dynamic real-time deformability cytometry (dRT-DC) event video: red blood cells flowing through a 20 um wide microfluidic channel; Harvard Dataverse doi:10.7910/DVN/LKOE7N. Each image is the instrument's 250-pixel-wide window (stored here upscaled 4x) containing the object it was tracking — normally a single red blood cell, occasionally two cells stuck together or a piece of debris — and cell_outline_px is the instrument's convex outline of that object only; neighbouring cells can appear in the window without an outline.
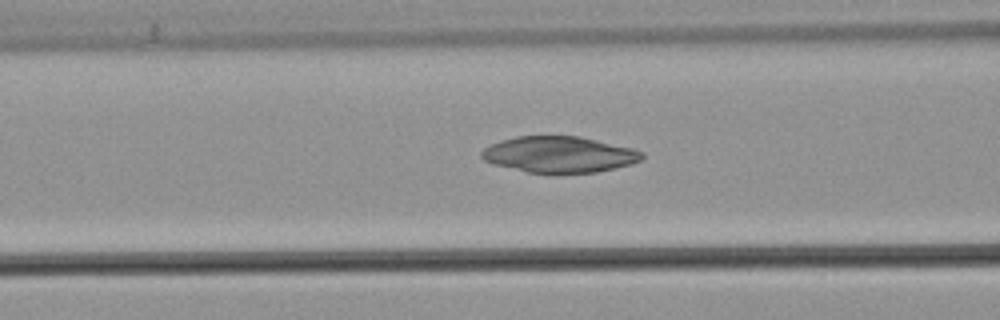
{"species": "common noctule bat (a hibernating species)", "species_latin": "Nyctalus noctula", "temperature_condition": "warm", "stored_images_in_passage": 53, "camera_frame_rate_fps": 3000, "um_per_image_px": 0.085, "animal": {"sex": "male", "body_mass_g": 21.5, "forearm_length_mm": 52.0}, "frame": {"image": 1, "passage_image": 22, "time_ms": 7.0, "image_size_px": [1000, 320], "cell_outline_px": [[644, 156], [640, 160], [632, 164], [596, 172], [528, 172], [492, 164], [484, 160], [480, 156], [480, 152], [488, 144], [500, 140], [516, 136], [580, 136], [632, 148], [644, 152]], "centroid_in_image_um": [47.5, 13.11], "position_along_channel_um": 119.1, "area_um2": 33.7}}
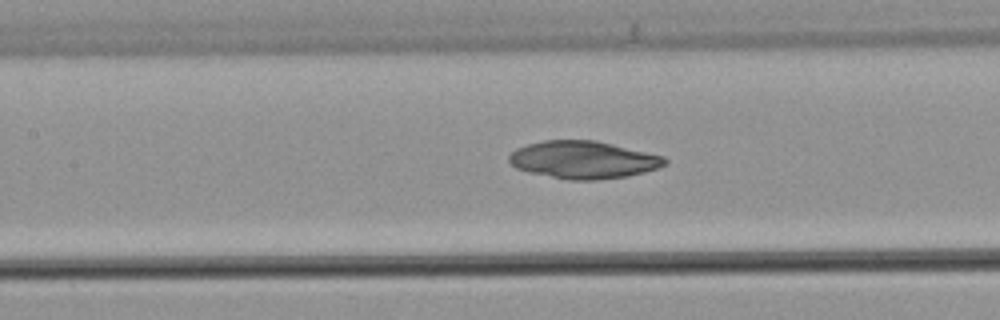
{"frame": {"image": 2, "passage_image": 25, "time_ms": 8.0, "image_size_px": [1000, 320], "cell_outline_px": [[668, 164], [660, 168], [628, 176], [596, 180], [568, 180], [528, 172], [516, 168], [508, 160], [508, 156], [516, 148], [528, 144], [544, 140], [596, 140], [664, 156], [668, 160]], "centroid_in_image_um": [49.6, 13.59], "position_along_channel_um": 157.8, "area_um2": 34.28}}
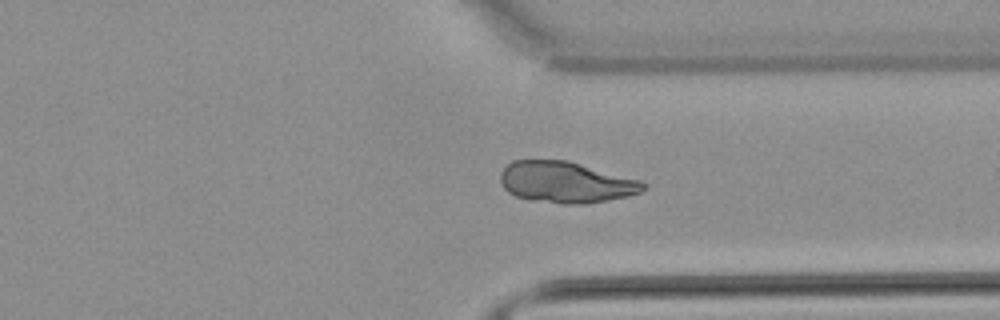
{"frame": {"image": 3, "passage_image": 41, "time_ms": 13.333, "image_size_px": [1000, 320], "cell_outline_px": [[644, 188], [640, 192], [624, 196], [584, 204], [564, 204], [528, 200], [516, 196], [508, 192], [504, 188], [500, 180], [500, 172], [512, 160], [568, 160], [640, 180], [644, 184]], "centroid_in_image_um": [48.03, 15.48], "position_along_channel_um": 363.4, "area_um2": 34.1}}